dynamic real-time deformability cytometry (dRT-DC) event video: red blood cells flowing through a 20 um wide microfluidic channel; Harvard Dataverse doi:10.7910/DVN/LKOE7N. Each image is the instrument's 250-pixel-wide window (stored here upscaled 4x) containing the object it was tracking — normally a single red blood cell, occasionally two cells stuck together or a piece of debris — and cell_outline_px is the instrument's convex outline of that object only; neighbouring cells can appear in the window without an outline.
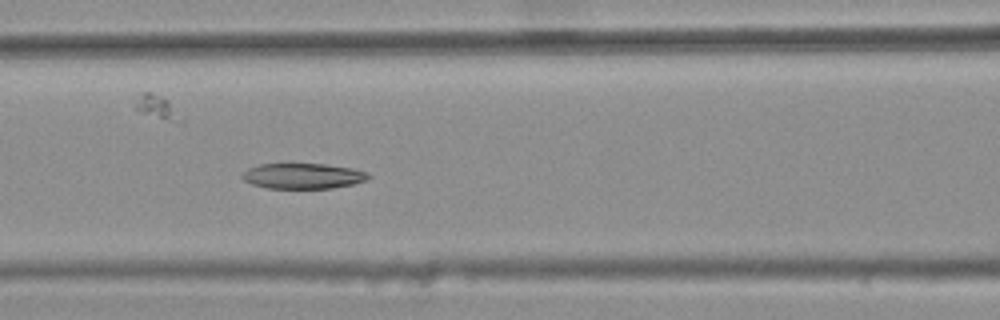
{"species": "common noctule bat (a hibernating species)", "species_latin": "Nyctalus noctula", "temperature_condition": "warm", "stored_images_in_passage": 5, "camera_frame_rate_fps": 3000, "um_per_image_px": 0.085, "animal": {"sex": "female", "body_mass_g": 25.1}, "frame": {"image": 1, "passage_image": 5, "time_ms": 1.333, "image_size_px": [1000, 320], "cell_outline_px": [[372, 176], [368, 180], [352, 184], [332, 188], [268, 188], [252, 184], [244, 180], [240, 176], [248, 168], [260, 164], [324, 164], [352, 168], [368, 172]], "centroid_in_image_um": [25.78, 14.96], "position_along_channel_um": 140.8, "area_um2": 18.73}}